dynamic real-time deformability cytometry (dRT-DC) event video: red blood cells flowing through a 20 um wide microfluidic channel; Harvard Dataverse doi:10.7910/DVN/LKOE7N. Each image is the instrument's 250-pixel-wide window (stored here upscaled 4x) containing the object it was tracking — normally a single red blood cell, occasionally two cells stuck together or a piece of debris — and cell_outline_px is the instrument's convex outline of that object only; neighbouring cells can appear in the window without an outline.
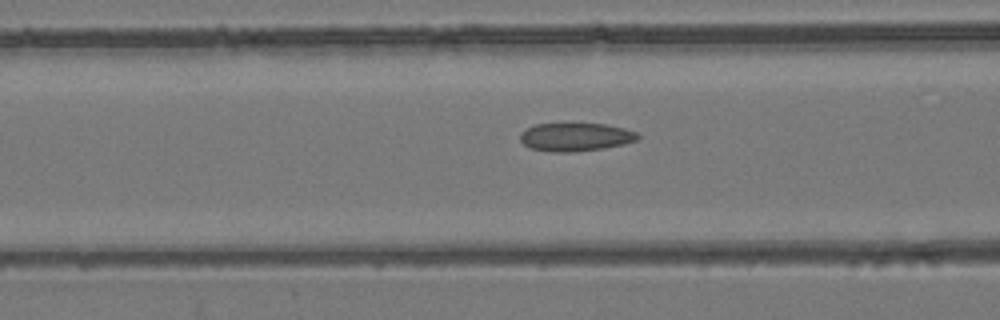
{"species": "common noctule bat (a hibernating species)", "species_latin": "Nyctalus noctula", "temperature_condition": "room temperature", "stored_images_in_passage": 54, "camera_frame_rate_fps": 3000, "um_per_image_px": 0.085, "animal": {"sex": "female", "body_mass_g": 24.6, "forearm_length_mm": 56.2}, "frame": {"image": 1, "passage_image": 22, "time_ms": 7.0, "image_size_px": [1000, 320], "cell_outline_px": [[640, 136], [636, 140], [624, 144], [604, 148], [572, 152], [552, 152], [528, 148], [520, 140], [520, 132], [536, 124], [604, 124], [624, 128], [636, 132]], "centroid_in_image_um": [48.9, 11.65], "position_along_channel_um": 117.7, "area_um2": 19.31}}
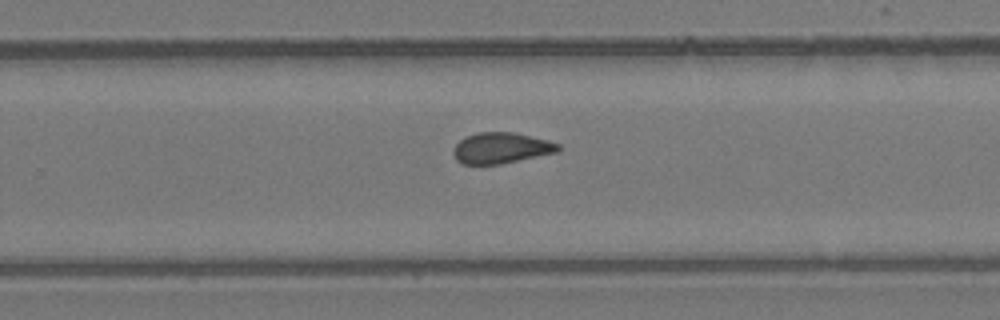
{"frame": {"image": 2, "passage_image": 35, "time_ms": 11.333, "image_size_px": [1000, 320], "cell_outline_px": [[560, 148], [556, 152], [500, 164], [460, 164], [456, 160], [452, 152], [452, 148], [464, 136], [476, 132], [512, 132], [548, 140], [560, 144]], "centroid_in_image_um": [42.53, 12.57], "position_along_channel_um": 287.3, "area_um2": 18.9}}
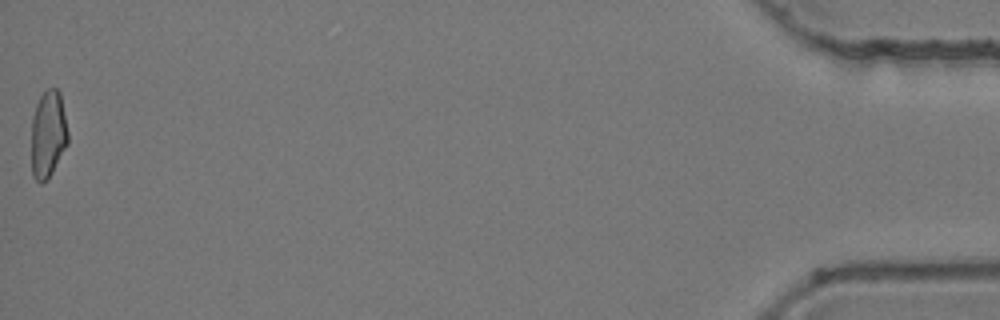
{"frame": {"image": 3, "passage_image": 54, "time_ms": 17.667, "image_size_px": [1000, 320], "cell_outline_px": [[68, 144], [52, 172], [40, 184], [32, 176], [32, 116], [36, 104], [40, 96], [48, 88], [56, 88], [60, 92], [68, 132]], "centroid_in_image_um": [4.09, 11.39], "position_along_channel_um": 431.1, "area_um2": 18.55}, "authors_computed_cell_mechanics": {"area_um2": 19.3919, "velocity_mm_per_s": 3.909, "shape_relaxation_time_tau1_ms": null, "shape_relaxation_time_tau2_ms": 2.1336, "deformation_change_tau1": null, "deformation_change_tau2": 0.082}}